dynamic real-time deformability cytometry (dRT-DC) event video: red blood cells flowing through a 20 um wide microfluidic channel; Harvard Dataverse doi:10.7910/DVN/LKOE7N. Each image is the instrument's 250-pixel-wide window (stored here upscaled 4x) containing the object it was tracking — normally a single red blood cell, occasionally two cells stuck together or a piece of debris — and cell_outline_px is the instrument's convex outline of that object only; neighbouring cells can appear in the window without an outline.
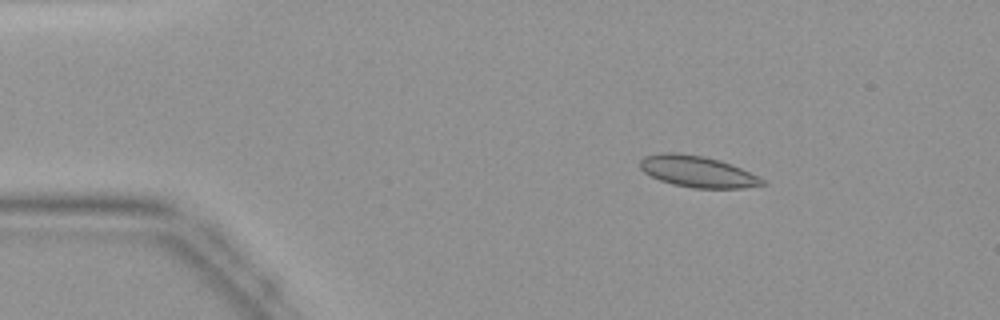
{"species": "common noctule bat (a hibernating species)", "species_latin": "Nyctalus noctula", "temperature_condition": "warm", "stored_images_in_passage": 39, "camera_frame_rate_fps": 3000, "um_per_image_px": 0.085, "animal": {"sex": "female", "body_mass_g": 19.9}, "frame": {"image": 1, "passage_image": 1, "time_ms": 0.0, "image_size_px": [1000, 320], "cell_outline_px": [[768, 184], [744, 188], [692, 188], [672, 184], [660, 180], [644, 172], [640, 168], [640, 160], [644, 156], [660, 152], [676, 152], [704, 156], [720, 160], [732, 164], [764, 180]], "centroid_in_image_um": [59.26, 14.57], "position_along_channel_um": 25.7, "area_um2": 22.37}}
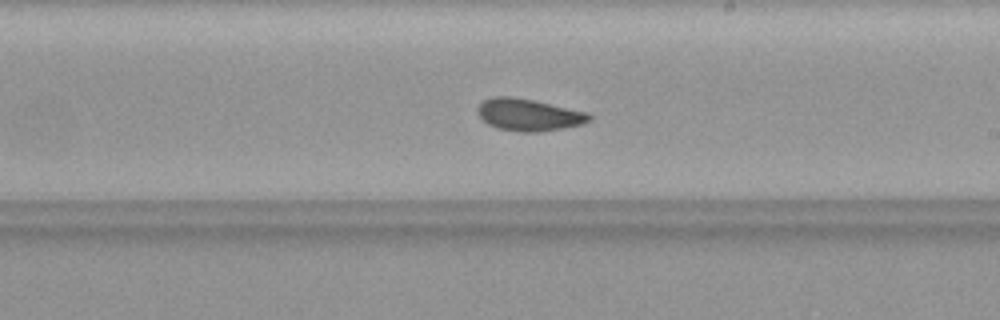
{"frame": {"image": 2, "passage_image": 20, "time_ms": 6.333, "image_size_px": [1000, 320], "cell_outline_px": [[592, 120], [580, 124], [540, 132], [520, 132], [500, 128], [488, 124], [476, 112], [476, 108], [484, 100], [492, 96], [512, 96], [532, 100], [588, 112], [592, 116]], "centroid_in_image_um": [44.92, 9.75], "position_along_channel_um": 244.1, "area_um2": 20.69}}
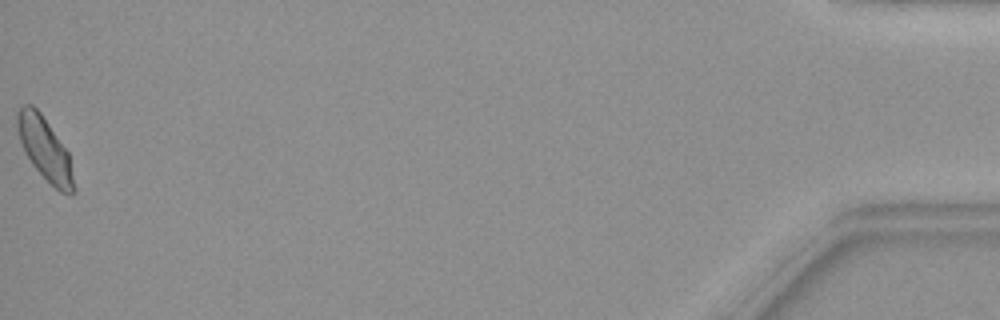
{"frame": {"image": 3, "passage_image": 39, "time_ms": 12.667, "image_size_px": [1000, 320], "cell_outline_px": [[76, 192], [72, 196], [68, 196], [60, 192], [32, 164], [20, 140], [16, 128], [16, 112], [24, 104], [32, 104], [40, 112], [68, 152], [76, 188]], "centroid_in_image_um": [3.83, 12.68], "position_along_channel_um": 431.4, "area_um2": 20.52}}